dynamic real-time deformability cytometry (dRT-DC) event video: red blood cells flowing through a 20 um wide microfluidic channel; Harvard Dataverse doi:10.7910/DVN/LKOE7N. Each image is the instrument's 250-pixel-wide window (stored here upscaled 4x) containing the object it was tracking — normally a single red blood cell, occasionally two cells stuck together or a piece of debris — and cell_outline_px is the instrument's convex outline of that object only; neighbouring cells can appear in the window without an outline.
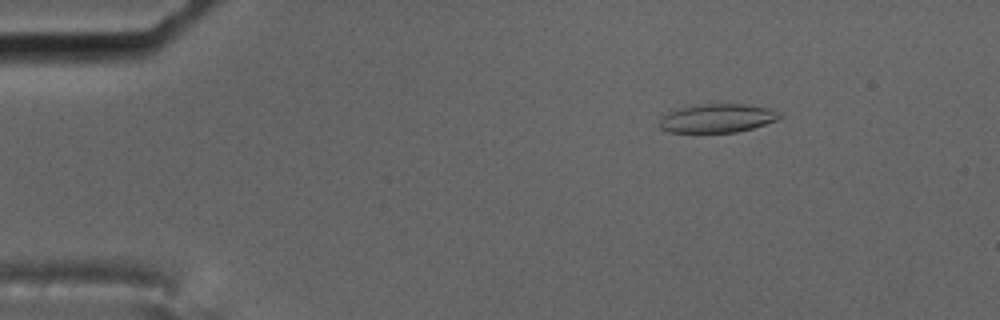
{"species": "common noctule bat (a hibernating species)", "species_latin": "Nyctalus noctula", "temperature_condition": "cold", "stored_images_in_passage": 56, "camera_frame_rate_fps": 3000, "um_per_image_px": 0.085, "animal": {"sex": "male", "body_mass_g": 17.5, "forearm_length_mm": 52.3}, "frame": {"image": 1, "passage_image": 7, "time_ms": 2.0, "image_size_px": [1000, 320], "cell_outline_px": [[784, 116], [776, 120], [752, 128], [736, 132], [668, 132], [660, 128], [660, 120], [668, 112], [684, 104], [748, 104], [768, 108]], "centroid_in_image_um": [60.92, 10.03], "position_along_channel_um": 24.1, "area_um2": 20.17}}
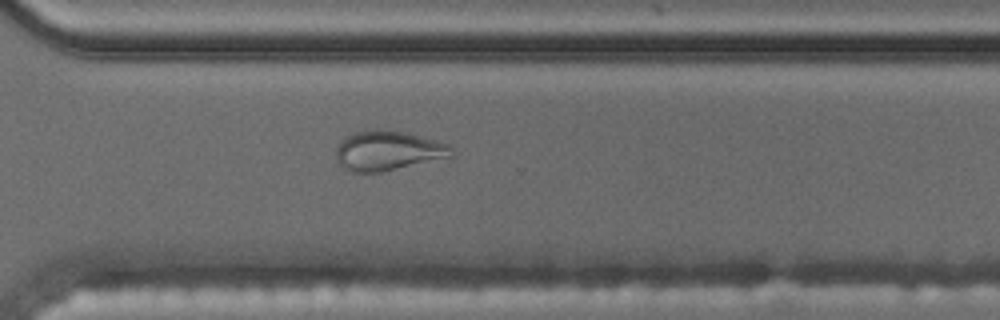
{"frame": {"image": 2, "passage_image": 40, "time_ms": 13.0, "image_size_px": [1000, 320], "cell_outline_px": [[456, 156], [380, 172], [352, 172], [344, 168], [340, 164], [336, 156], [336, 148], [340, 140], [356, 132], [376, 128], [404, 132], [436, 140], [448, 144], [452, 148]], "centroid_in_image_um": [33.0, 12.8], "position_along_channel_um": 337.6, "area_um2": 26.76}}
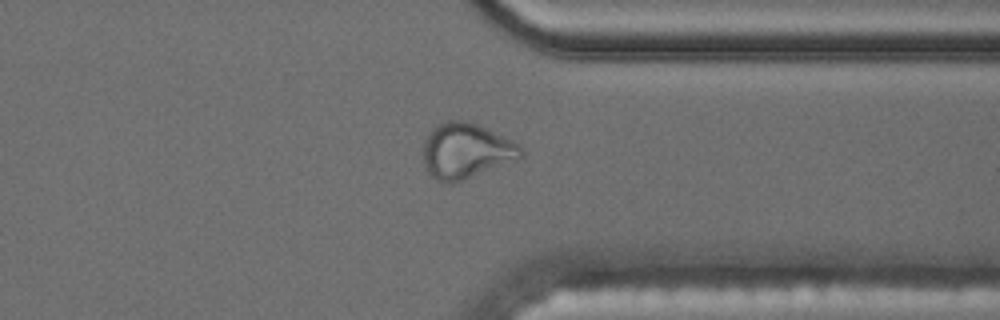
{"frame": {"image": 3, "passage_image": 43, "time_ms": 14.0, "image_size_px": [1000, 320], "cell_outline_px": [[524, 156], [464, 180], [448, 184], [436, 180], [424, 168], [424, 140], [428, 132], [432, 128], [444, 120], [468, 120], [516, 144], [524, 152]], "centroid_in_image_um": [39.53, 12.83], "position_along_channel_um": 371.9, "area_um2": 31.15}, "authors_computed_cell_mechanics": {"area_um2": 21.097, "velocity_mm_per_s": 3.5325, "shape_relaxation_time_tau1_ms": null, "shape_relaxation_time_tau2_ms": 2.2857, "deformation_change_tau1": null, "deformation_change_tau2": 0.0902}}